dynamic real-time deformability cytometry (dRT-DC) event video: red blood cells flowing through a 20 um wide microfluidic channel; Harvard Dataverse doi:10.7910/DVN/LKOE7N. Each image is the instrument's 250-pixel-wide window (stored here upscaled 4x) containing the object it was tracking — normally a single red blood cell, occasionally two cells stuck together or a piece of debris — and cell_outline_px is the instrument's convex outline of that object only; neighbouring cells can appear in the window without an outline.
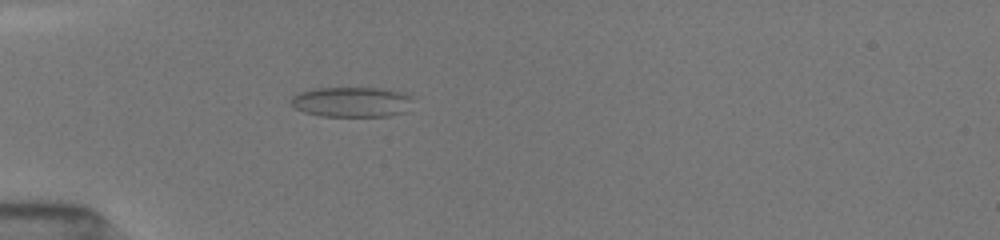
{"species": "common noctule bat (a hibernating species)", "species_latin": "Nyctalus noctula", "temperature_condition": "room temperature", "stored_images_in_passage": 10, "camera_frame_rate_fps": 3000, "um_per_image_px": 0.085, "animal": {"sex": "female", "body_mass_g": 19.5, "forearm_length_mm": 54.1}, "frame": {"image": 1, "passage_image": 6, "time_ms": 1.667, "image_size_px": [1000, 240], "cell_outline_px": [[408, 96], [404, 112], [388, 116], [320, 116], [304, 112], [296, 108], [292, 104], [292, 96], [300, 92], [316, 88], [376, 88], [396, 92]], "centroid_in_image_um": [29.76, 8.68], "position_along_channel_um": 55.2, "area_um2": 20.63}}